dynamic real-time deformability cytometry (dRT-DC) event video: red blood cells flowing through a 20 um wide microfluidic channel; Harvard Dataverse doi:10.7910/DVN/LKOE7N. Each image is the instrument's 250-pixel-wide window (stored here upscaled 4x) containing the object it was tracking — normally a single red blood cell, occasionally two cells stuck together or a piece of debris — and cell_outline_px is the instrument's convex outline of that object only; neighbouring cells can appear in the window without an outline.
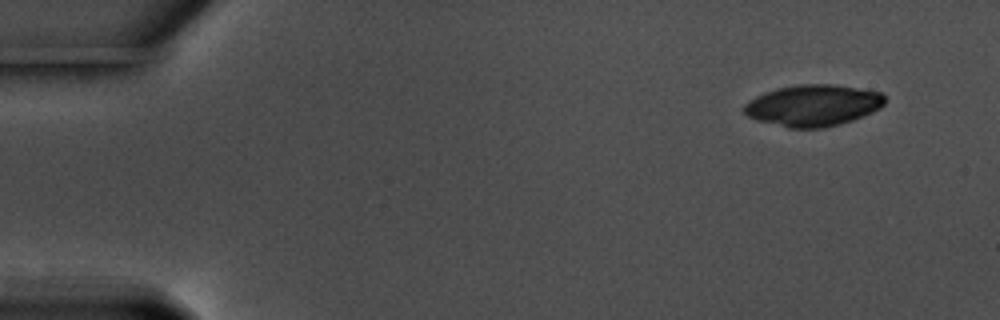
{"species": "common noctule bat (a hibernating species)", "species_latin": "Nyctalus noctula", "temperature_condition": "warm", "stored_images_in_passage": 53, "camera_frame_rate_fps": 3000, "um_per_image_px": 0.085, "animal": {"sex": "male", "body_mass_g": 17.5, "forearm_length_mm": 52.3}, "frame": {"image": 1, "passage_image": 1, "time_ms": 0.0, "image_size_px": [1000, 320], "cell_outline_px": [[884, 104], [880, 108], [872, 112], [852, 120], [840, 124], [824, 128], [788, 128], [756, 120], [748, 116], [744, 112], [744, 104], [748, 100], [756, 96], [780, 88], [800, 84], [832, 84], [880, 92], [884, 96]], "centroid_in_image_um": [69.1, 8.97], "position_along_channel_um": 15.9, "area_um2": 33.76}}